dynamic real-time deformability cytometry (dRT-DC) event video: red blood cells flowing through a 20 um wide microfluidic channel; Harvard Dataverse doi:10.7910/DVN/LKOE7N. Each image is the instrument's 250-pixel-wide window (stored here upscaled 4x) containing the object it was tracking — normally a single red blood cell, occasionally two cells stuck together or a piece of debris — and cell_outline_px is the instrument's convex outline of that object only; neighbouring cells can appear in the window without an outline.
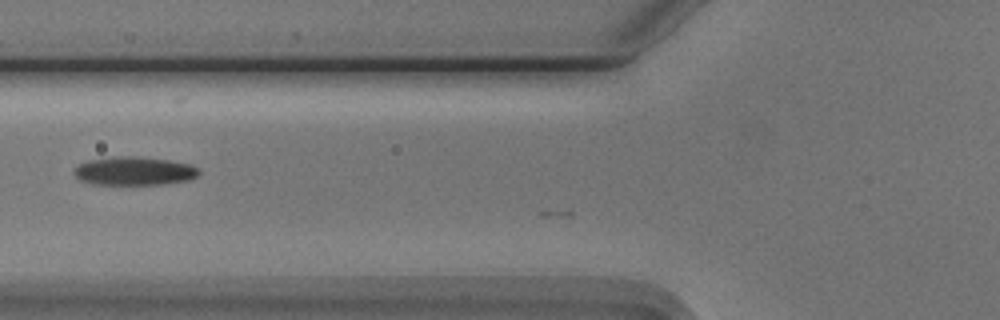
{"species": "Egyptian fruit bat (a non-hibernating species)", "species_latin": "Rousettus aegyptiacus", "temperature_condition": "cold", "stored_images_in_passage": 7, "camera_frame_rate_fps": 3000, "um_per_image_px": 0.085, "animal": {"sex": "male"}, "frame": {"image": 1, "passage_image": 5, "time_ms": 1.333, "image_size_px": [1000, 320], "cell_outline_px": [[200, 172], [192, 180], [164, 184], [92, 184], [80, 180], [72, 172], [80, 164], [88, 160], [112, 156], [132, 156], [168, 160], [192, 164], [200, 168]], "centroid_in_image_um": [11.44, 14.53], "position_along_channel_um": 114.4, "area_um2": 20.87}}